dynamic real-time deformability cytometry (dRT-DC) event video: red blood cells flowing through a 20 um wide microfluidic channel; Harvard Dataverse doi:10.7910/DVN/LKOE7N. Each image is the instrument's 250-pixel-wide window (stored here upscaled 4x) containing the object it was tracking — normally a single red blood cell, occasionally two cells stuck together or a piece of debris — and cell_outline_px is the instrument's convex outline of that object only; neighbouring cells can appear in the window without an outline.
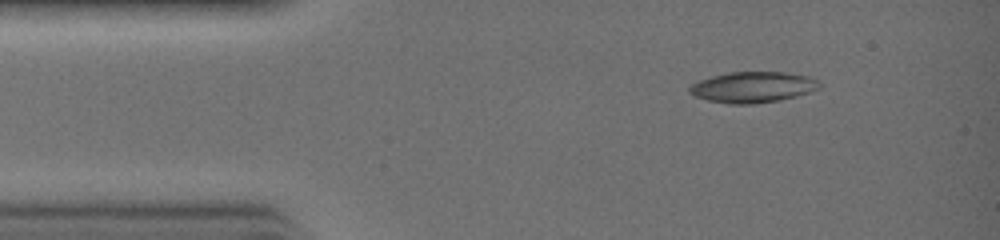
{"species": "common noctule bat (a hibernating species)", "species_latin": "Nyctalus noctula", "temperature_condition": "warm", "stored_images_in_passage": 30, "camera_frame_rate_fps": 3000, "um_per_image_px": 0.085, "animal": {"sex": "female", "body_mass_g": 19.0, "forearm_length_mm": 51.5}, "frame": {"image": 1, "passage_image": 1, "time_ms": 0.0, "image_size_px": [1000, 240], "cell_outline_px": [[820, 88], [796, 96], [780, 100], [752, 104], [728, 104], [708, 100], [696, 96], [688, 92], [688, 88], [692, 84], [700, 80], [712, 76], [732, 72], [784, 72], [804, 76], [816, 80], [820, 84]], "centroid_in_image_um": [63.95, 7.42], "position_along_channel_um": 21.0, "area_um2": 23.06}}
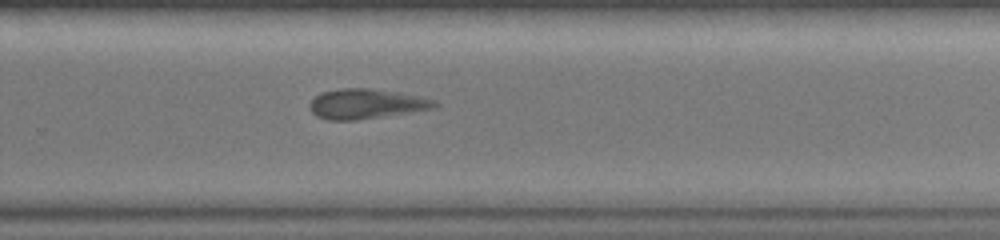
{"frame": {"image": 2, "passage_image": 18, "time_ms": 5.667, "image_size_px": [1000, 240], "cell_outline_px": [[440, 104], [436, 108], [356, 120], [328, 120], [316, 116], [312, 112], [308, 104], [320, 92], [340, 88], [368, 88], [400, 92], [420, 96], [436, 100]], "centroid_in_image_um": [31.14, 8.82], "position_along_channel_um": 298.7, "area_um2": 21.91}}
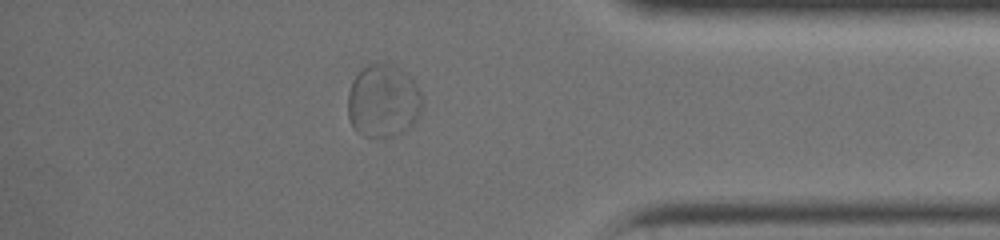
{"frame": {"image": 3, "passage_image": 24, "time_ms": 7.667, "image_size_px": [1000, 240], "cell_outline_px": [[420, 112], [416, 120], [404, 132], [384, 140], [364, 136], [356, 132], [352, 128], [348, 116], [348, 92], [352, 80], [368, 64], [388, 64], [396, 68], [408, 76], [416, 84], [420, 92]], "centroid_in_image_um": [32.52, 8.66], "position_along_channel_um": 402.7, "area_um2": 31.62}}